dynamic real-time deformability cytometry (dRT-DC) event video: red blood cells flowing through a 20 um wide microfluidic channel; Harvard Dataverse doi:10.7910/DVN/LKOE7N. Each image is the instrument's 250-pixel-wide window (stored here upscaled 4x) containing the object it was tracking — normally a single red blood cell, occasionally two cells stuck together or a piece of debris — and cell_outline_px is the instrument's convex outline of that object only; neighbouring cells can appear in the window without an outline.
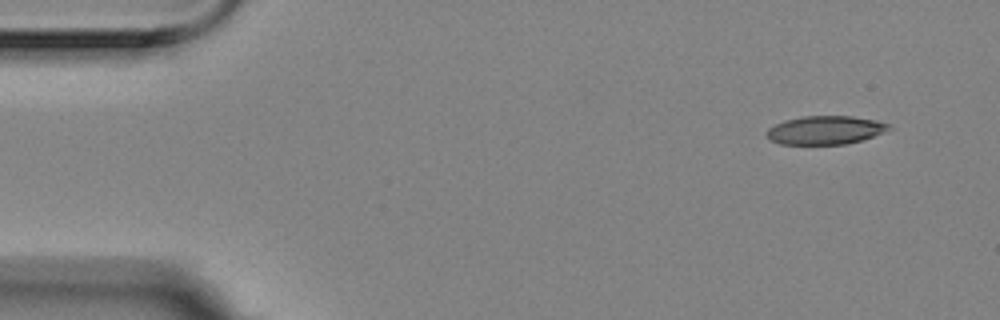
{"species": "Egyptian fruit bat (a non-hibernating species)", "species_latin": "Rousettus aegyptiacus", "temperature_condition": "room temperature", "stored_images_in_passage": 4, "camera_frame_rate_fps": 3000, "um_per_image_px": 0.085, "animal": {"sex": "female"}, "frame": {"image": 1, "passage_image": 1, "time_ms": 0.0, "image_size_px": [1000, 320], "cell_outline_px": [[892, 128], [872, 136], [860, 140], [844, 144], [780, 144], [768, 140], [768, 128], [784, 120], [800, 116], [852, 116], [876, 120], [888, 124]], "centroid_in_image_um": [70.11, 11.05], "position_along_channel_um": 14.9, "area_um2": 20.11}}
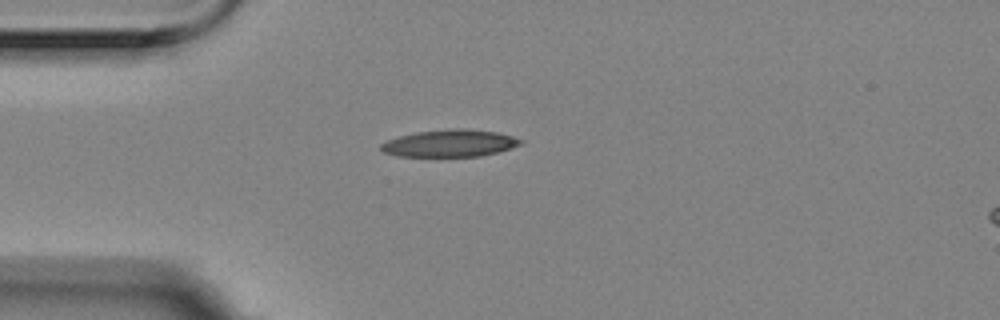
{"frame": {"image": 2, "passage_image": 4, "time_ms": 1.0, "image_size_px": [1000, 320], "cell_outline_px": [[524, 140], [520, 144], [512, 148], [480, 156], [396, 156], [384, 152], [380, 148], [380, 144], [388, 140], [400, 136], [416, 132], [452, 128], [464, 128], [496, 132], [512, 136]], "centroid_in_image_um": [38.23, 12.17], "position_along_channel_um": 46.8, "area_um2": 21.96}}